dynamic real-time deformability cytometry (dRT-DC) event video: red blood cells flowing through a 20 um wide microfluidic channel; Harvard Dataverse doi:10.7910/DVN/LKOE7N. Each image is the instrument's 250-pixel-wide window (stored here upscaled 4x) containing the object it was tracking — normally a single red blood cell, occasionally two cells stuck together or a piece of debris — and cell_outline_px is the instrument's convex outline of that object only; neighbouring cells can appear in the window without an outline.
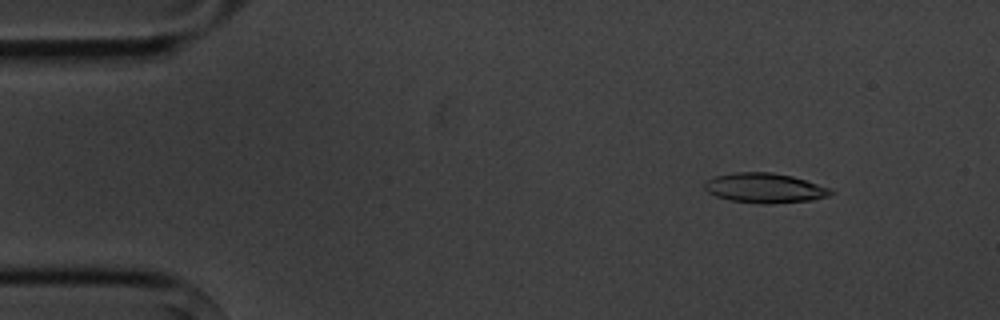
{"species": "common noctule bat (a hibernating species)", "species_latin": "Nyctalus noctula", "temperature_condition": "cold", "stored_images_in_passage": 4, "camera_frame_rate_fps": 3000, "um_per_image_px": 0.085, "animal": {"sex": "male", "body_mass_g": 20.1, "forearm_length_mm": 53.5}, "frame": {"image": 1, "passage_image": 2, "time_ms": 1.0, "image_size_px": [1000, 320], "cell_outline_px": [[836, 192], [828, 196], [812, 200], [772, 204], [764, 204], [732, 200], [716, 196], [708, 192], [704, 188], [704, 180], [716, 176], [736, 172], [772, 172], [792, 176], [828, 188]], "centroid_in_image_um": [64.98, 15.98], "position_along_channel_um": 20.0, "area_um2": 21.79}}